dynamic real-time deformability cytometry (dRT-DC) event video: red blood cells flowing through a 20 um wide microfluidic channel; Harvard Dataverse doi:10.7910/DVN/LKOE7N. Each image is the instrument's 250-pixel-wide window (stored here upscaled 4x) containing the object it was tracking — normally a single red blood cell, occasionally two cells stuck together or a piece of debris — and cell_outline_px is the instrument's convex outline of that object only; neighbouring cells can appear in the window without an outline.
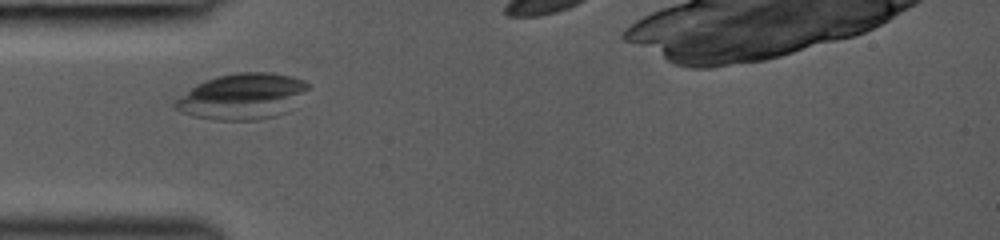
{"species": "common noctule bat (a hibernating species)", "species_latin": "Nyctalus noctula", "temperature_condition": "room temperature", "stored_images_in_passage": 30, "camera_frame_rate_fps": 3000, "um_per_image_px": 0.085, "animal": {"sex": "female", "body_mass_g": 19.0, "forearm_length_mm": 53.3}, "frame": {"image": 1, "passage_image": 6, "time_ms": 2.0, "image_size_px": [1000, 240], "cell_outline_px": [[312, 84], [288, 112], [276, 116], [256, 120], [216, 120], [192, 116], [180, 112], [172, 108], [172, 104], [176, 100], [196, 84], [204, 80], [216, 76], [236, 72], [272, 72], [304, 80]], "centroid_in_image_um": [20.59, 8.19], "position_along_channel_um": 64.4, "area_um2": 35.84}}
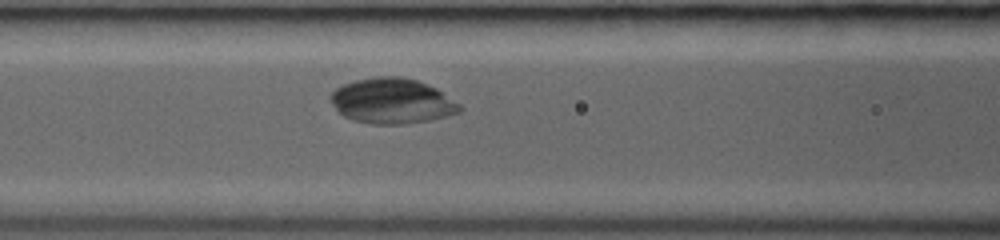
{"frame": {"image": 2, "passage_image": 11, "time_ms": 3.667, "image_size_px": [1000, 240], "cell_outline_px": [[464, 108], [460, 112], [428, 120], [404, 124], [372, 124], [352, 120], [344, 116], [332, 104], [328, 96], [336, 88], [344, 84], [356, 80], [376, 76], [396, 76], [416, 80], [436, 88], [460, 104]], "centroid_in_image_um": [33.31, 8.58], "position_along_channel_um": 133.3, "area_um2": 33.93}}